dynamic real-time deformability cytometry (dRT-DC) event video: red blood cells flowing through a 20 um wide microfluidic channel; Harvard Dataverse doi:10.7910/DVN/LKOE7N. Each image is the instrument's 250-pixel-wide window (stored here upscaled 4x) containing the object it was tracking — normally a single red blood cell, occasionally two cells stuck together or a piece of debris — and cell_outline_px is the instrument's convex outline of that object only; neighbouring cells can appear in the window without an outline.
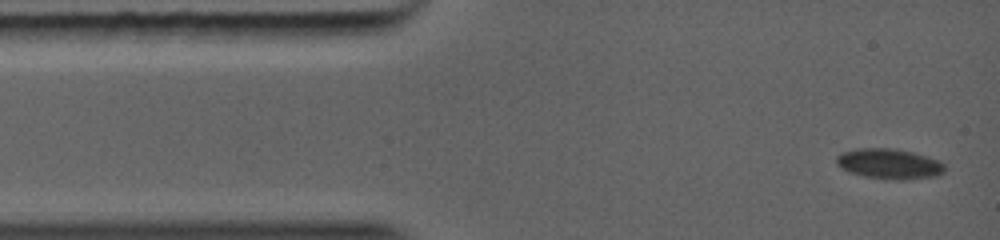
{"species": "common noctule bat (a hibernating species)", "species_latin": "Nyctalus noctula", "temperature_condition": "warm", "stored_images_in_passage": 34, "camera_frame_rate_fps": 5000, "um_per_image_px": 0.085, "animal": {"sex": "female", "body_mass_g": 19.0, "forearm_length_mm": 56.7}, "frame": {"image": 1, "passage_image": 1, "time_ms": 0.0, "image_size_px": [1000, 240], "cell_outline_px": [[944, 172], [936, 176], [904, 180], [900, 180], [864, 176], [848, 172], [840, 168], [836, 164], [836, 156], [844, 152], [856, 148], [896, 148], [912, 152], [940, 160], [944, 164]], "centroid_in_image_um": [75.58, 13.92], "position_along_channel_um": 9.4, "area_um2": 19.19}}
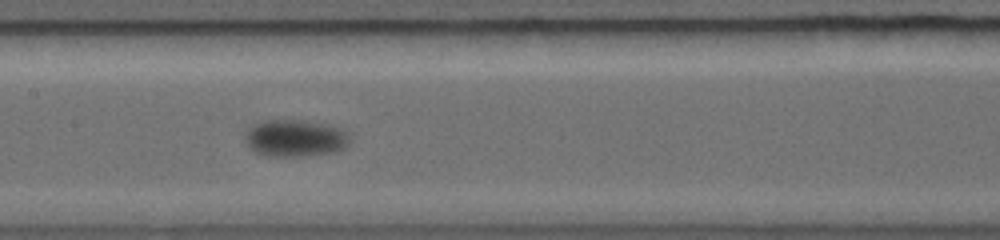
{"frame": {"image": 2, "passage_image": 14, "time_ms": 5.2, "image_size_px": [1000, 240], "cell_outline_px": [[348, 144], [344, 148], [336, 152], [304, 156], [268, 156], [256, 152], [244, 140], [248, 128], [256, 124], [268, 120], [292, 120], [320, 124], [340, 128], [348, 136]], "centroid_in_image_um": [25.07, 11.77], "position_along_channel_um": 182.3, "area_um2": 22.02}}
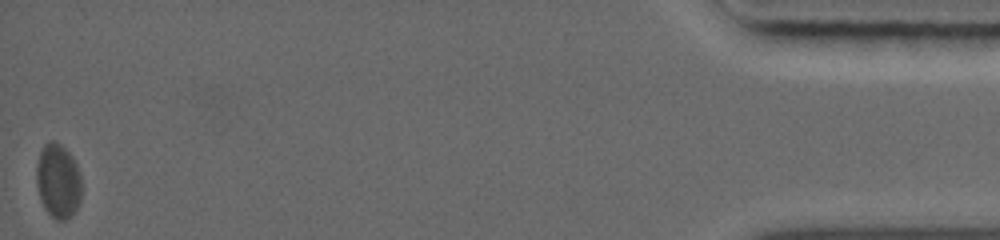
{"frame": {"image": 3, "passage_image": 34, "time_ms": 13.6, "image_size_px": [1000, 240], "cell_outline_px": [[80, 200], [76, 208], [64, 220], [56, 220], [44, 208], [36, 184], [36, 164], [40, 152], [44, 144], [52, 140], [56, 140], [72, 156], [80, 172]], "centroid_in_image_um": [4.91, 15.34], "position_along_channel_um": 430.3, "area_um2": 19.36}}